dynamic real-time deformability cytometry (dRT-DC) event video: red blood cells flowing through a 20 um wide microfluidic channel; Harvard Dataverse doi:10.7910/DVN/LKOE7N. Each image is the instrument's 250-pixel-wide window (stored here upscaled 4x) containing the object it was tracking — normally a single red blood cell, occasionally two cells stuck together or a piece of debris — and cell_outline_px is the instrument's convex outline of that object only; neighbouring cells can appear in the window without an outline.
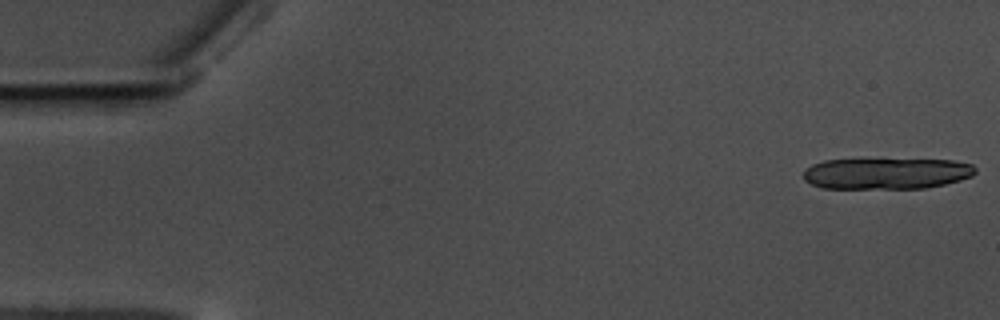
{"species": "common noctule bat (a hibernating species)", "species_latin": "Nyctalus noctula", "temperature_condition": "warm", "stored_images_in_passage": 20, "camera_frame_rate_fps": 3000, "um_per_image_px": 0.085, "animal": {"sex": "male", "body_mass_g": 17.5, "forearm_length_mm": 52.3}, "frame": {"image": 1, "passage_image": 1, "time_ms": 0.0, "image_size_px": [1000, 320], "cell_outline_px": [[976, 172], [972, 176], [960, 180], [944, 184], [924, 188], [820, 188], [804, 180], [804, 168], [812, 164], [824, 160], [952, 160], [972, 164], [976, 168]], "centroid_in_image_um": [75.34, 14.75], "position_along_channel_um": 9.7, "area_um2": 31.1}}